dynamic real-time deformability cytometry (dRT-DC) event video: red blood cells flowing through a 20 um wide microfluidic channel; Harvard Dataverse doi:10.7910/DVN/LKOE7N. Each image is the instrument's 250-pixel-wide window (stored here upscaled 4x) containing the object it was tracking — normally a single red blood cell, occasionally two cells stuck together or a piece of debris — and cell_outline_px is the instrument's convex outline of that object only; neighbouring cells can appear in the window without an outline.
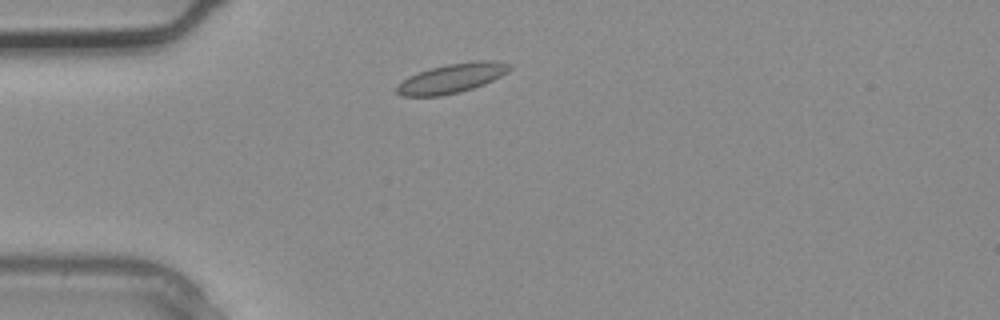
{"species": "common noctule bat (a hibernating species)", "species_latin": "Nyctalus noctula", "temperature_condition": "warm", "stored_images_in_passage": 1, "camera_frame_rate_fps": 3000, "um_per_image_px": 0.085, "animal": {"sex": "male", "body_mass_g": 20.4}, "frame": {"image": 1, "passage_image": 1, "time_ms": 0.0, "image_size_px": [1000, 320], "cell_outline_px": [[512, 68], [508, 72], [484, 84], [460, 92], [440, 96], [400, 96], [396, 92], [396, 88], [408, 76], [432, 68], [448, 64], [476, 60], [492, 60], [512, 64]], "centroid_in_image_um": [38.44, 6.65], "position_along_channel_um": 46.6, "area_um2": 19.19}}